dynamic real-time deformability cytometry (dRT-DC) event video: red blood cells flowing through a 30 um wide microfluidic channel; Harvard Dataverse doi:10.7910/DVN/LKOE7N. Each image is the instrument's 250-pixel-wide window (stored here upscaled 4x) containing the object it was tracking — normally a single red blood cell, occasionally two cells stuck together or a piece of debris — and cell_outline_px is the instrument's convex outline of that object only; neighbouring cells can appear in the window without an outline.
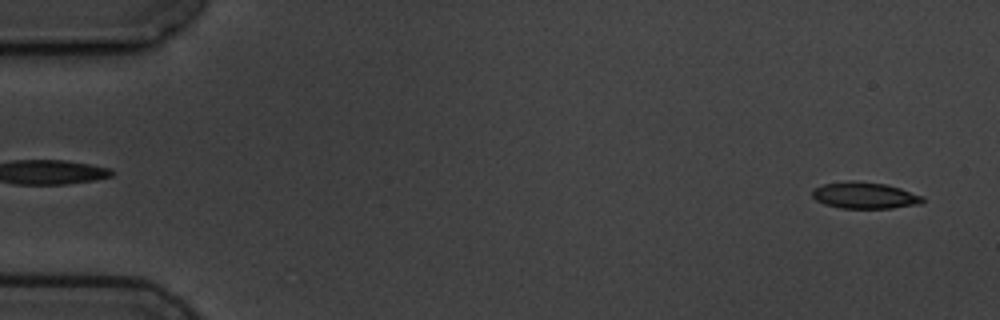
{"species": "common noctule bat (a hibernating species)", "species_latin": "Nyctalus noctula", "temperature_condition": "cold", "stored_images_in_passage": 4, "segment_of_instrument_passage": [2, 2], "camera_frame_rate_fps": 3000, "um_per_image_px": 0.085, "animal": {"sex": "male", "body_mass_g": 19.5, "forearm_length_mm": 54.6}, "frame": {"image": 1, "passage_image": 4, "time_ms": 3.333, "image_size_px": [1000, 320], "cell_outline_px": [[924, 200], [920, 204], [892, 208], [840, 208], [824, 204], [816, 200], [812, 196], [812, 188], [824, 184], [848, 180], [852, 180], [884, 184], [900, 188], [924, 196]], "centroid_in_image_um": [73.48, 16.61], "position_along_channel_um": 11.5, "area_um2": 17.11}}